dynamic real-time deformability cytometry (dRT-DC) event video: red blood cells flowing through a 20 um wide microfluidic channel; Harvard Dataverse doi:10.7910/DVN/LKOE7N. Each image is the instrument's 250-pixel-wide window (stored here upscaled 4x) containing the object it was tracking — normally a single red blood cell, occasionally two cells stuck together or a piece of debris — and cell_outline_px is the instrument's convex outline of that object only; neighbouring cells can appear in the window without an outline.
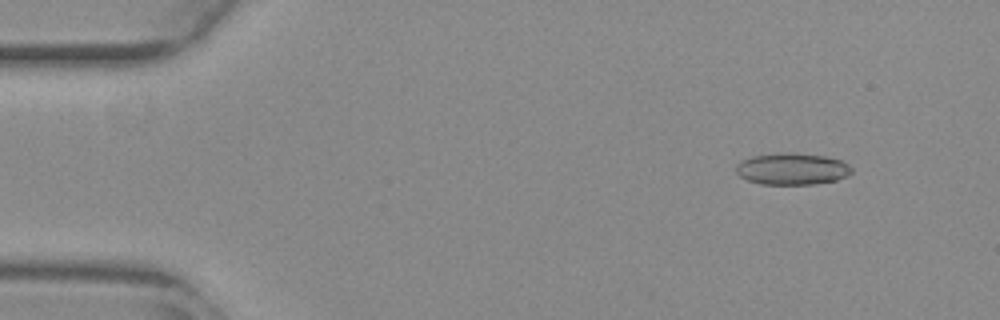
{"species": "common noctule bat (a hibernating species)", "species_latin": "Nyctalus noctula", "temperature_condition": "warm", "stored_images_in_passage": 13, "camera_frame_rate_fps": 3000, "um_per_image_px": 0.085, "animal": {"sex": "female", "body_mass_g": 29.2, "forearm_length_mm": 56.3}, "frame": {"image": 1, "passage_image": 4, "time_ms": 1.0, "image_size_px": [1000, 320], "cell_outline_px": [[852, 172], [848, 176], [836, 180], [812, 184], [760, 184], [748, 180], [740, 176], [736, 172], [736, 164], [740, 160], [752, 156], [780, 152], [792, 152], [824, 156], [840, 160], [848, 164], [852, 168]], "centroid_in_image_um": [67.31, 14.34], "position_along_channel_um": 17.7, "area_um2": 21.5}}